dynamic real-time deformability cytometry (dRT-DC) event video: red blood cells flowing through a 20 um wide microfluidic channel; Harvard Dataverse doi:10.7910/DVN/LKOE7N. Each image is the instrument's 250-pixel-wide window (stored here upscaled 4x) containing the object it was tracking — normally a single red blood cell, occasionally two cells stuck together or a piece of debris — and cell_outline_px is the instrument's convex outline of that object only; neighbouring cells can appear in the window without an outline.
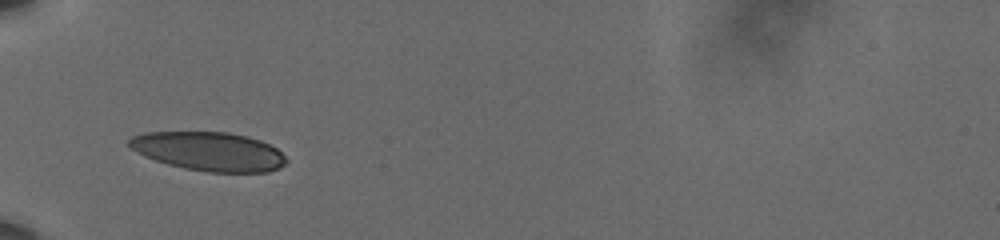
{"species": "human", "species_latin": "Homo sapiens", "temperature_condition": "cold", "stored_images_in_passage": 33, "camera_frame_rate_fps": 3000, "um_per_image_px": 0.085, "donor": {"sex": "male"}, "frame": {"image": 1, "passage_image": 1, "time_ms": 0.0, "image_size_px": [1000, 240], "cell_outline_px": [[288, 160], [280, 168], [268, 172], [204, 172], [184, 168], [168, 164], [144, 156], [136, 152], [128, 144], [128, 140], [132, 136], [144, 132], [228, 132], [248, 136], [260, 140], [276, 148]], "centroid_in_image_um": [17.76, 12.87], "position_along_channel_um": 67.2, "area_um2": 35.66}}
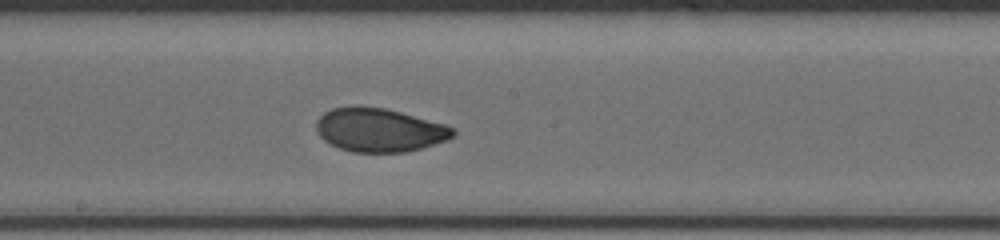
{"frame": {"image": 2, "passage_image": 14, "time_ms": 4.333, "image_size_px": [1000, 240], "cell_outline_px": [[456, 132], [448, 140], [420, 148], [404, 152], [352, 152], [340, 148], [324, 140], [316, 132], [316, 120], [324, 112], [332, 108], [352, 104], [360, 104], [384, 108], [400, 112], [444, 124], [456, 128]], "centroid_in_image_um": [32.21, 11.02], "position_along_channel_um": 216.0, "area_um2": 35.03}}
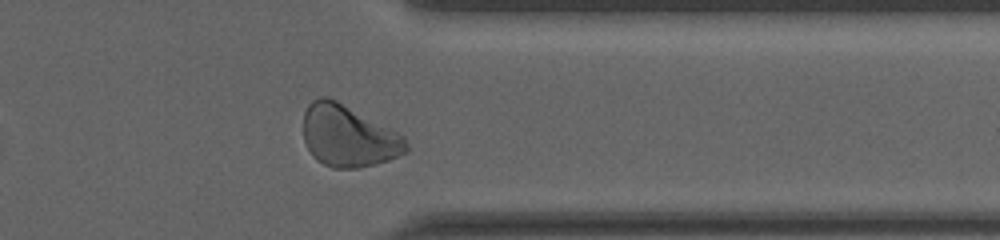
{"frame": {"image": 3, "passage_image": 28, "time_ms": 9.0, "image_size_px": [1000, 240], "cell_outline_px": [[408, 152], [388, 160], [356, 168], [332, 168], [316, 160], [312, 156], [304, 140], [304, 112], [308, 104], [312, 100], [320, 96], [328, 96], [336, 100], [404, 136], [408, 144]], "centroid_in_image_um": [29.58, 11.57], "position_along_channel_um": 381.8, "area_um2": 36.7}, "authors_computed_cell_mechanics": {"area_um2": 35.0268, "velocity_mm_per_s": 3.5881, "shape_relaxation_time_tau1_ms": 5.1176, "shape_relaxation_time_tau2_ms": 1.0961, "deformation_change_tau1": 0.1567, "deformation_change_tau2": 0.0442}}